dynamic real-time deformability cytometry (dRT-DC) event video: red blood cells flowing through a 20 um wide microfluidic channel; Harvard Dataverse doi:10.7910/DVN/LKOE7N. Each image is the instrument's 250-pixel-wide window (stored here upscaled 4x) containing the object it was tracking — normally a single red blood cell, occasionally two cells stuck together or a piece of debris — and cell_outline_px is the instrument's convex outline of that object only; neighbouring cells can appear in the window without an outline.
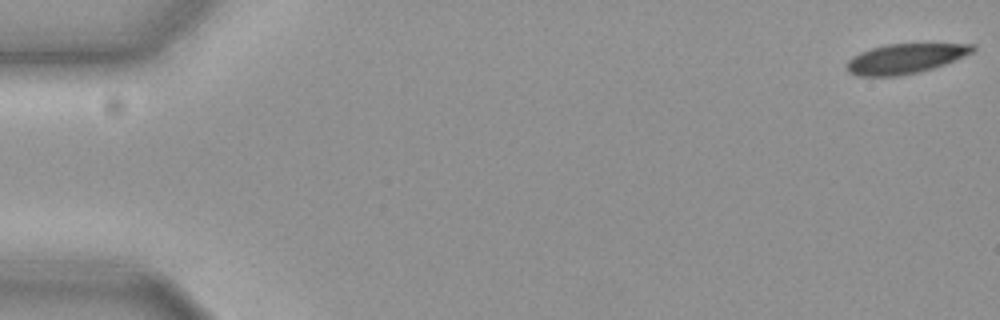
{"species": "common noctule bat (a hibernating species)", "species_latin": "Nyctalus noctula", "temperature_condition": "cold", "stored_images_in_passage": 17, "camera_frame_rate_fps": 3000, "um_per_image_px": 0.085, "animal": {"sex": "female", "body_mass_g": 19.3, "forearm_length_mm": 54.1}, "frame": {"image": 1, "passage_image": 1, "time_ms": 0.0, "image_size_px": [1000, 320], "cell_outline_px": [[976, 48], [972, 52], [956, 60], [920, 72], [900, 76], [856, 76], [848, 72], [844, 68], [848, 60], [852, 56], [860, 52], [872, 48], [888, 44], [976, 44]], "centroid_in_image_um": [76.9, 4.99], "position_along_channel_um": 8.1, "area_um2": 21.96}}
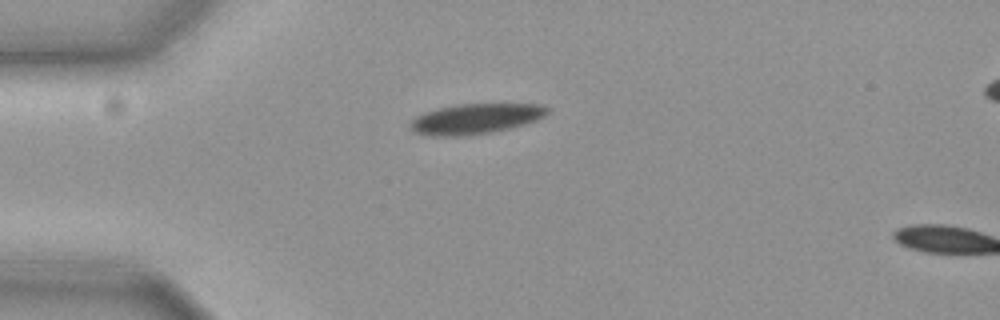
{"frame": {"image": 2, "passage_image": 15, "time_ms": 4.667, "image_size_px": [1000, 320], "cell_outline_px": [[552, 112], [536, 120], [524, 124], [508, 128], [488, 132], [452, 136], [444, 136], [416, 132], [408, 124], [416, 116], [424, 112], [456, 104], [540, 104], [552, 108]], "centroid_in_image_um": [40.5, 10.06], "position_along_channel_um": 44.5, "area_um2": 23.76}}